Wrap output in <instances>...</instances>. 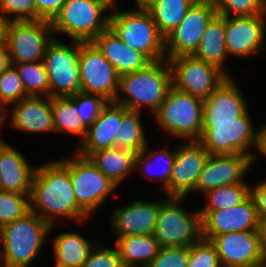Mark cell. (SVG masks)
<instances>
[{
    "label": "cell",
    "instance_id": "obj_47",
    "mask_svg": "<svg viewBox=\"0 0 266 267\" xmlns=\"http://www.w3.org/2000/svg\"><path fill=\"white\" fill-rule=\"evenodd\" d=\"M258 232L263 250L266 253V218L259 219Z\"/></svg>",
    "mask_w": 266,
    "mask_h": 267
},
{
    "label": "cell",
    "instance_id": "obj_28",
    "mask_svg": "<svg viewBox=\"0 0 266 267\" xmlns=\"http://www.w3.org/2000/svg\"><path fill=\"white\" fill-rule=\"evenodd\" d=\"M193 56L216 66L231 77V73L225 68V61L229 59L225 46V16L217 14L210 21Z\"/></svg>",
    "mask_w": 266,
    "mask_h": 267
},
{
    "label": "cell",
    "instance_id": "obj_5",
    "mask_svg": "<svg viewBox=\"0 0 266 267\" xmlns=\"http://www.w3.org/2000/svg\"><path fill=\"white\" fill-rule=\"evenodd\" d=\"M250 115L248 110L243 116L236 118V121L202 122L199 142L210 155L241 153L257 160L258 154L254 152L255 149L260 152L261 128L254 126Z\"/></svg>",
    "mask_w": 266,
    "mask_h": 267
},
{
    "label": "cell",
    "instance_id": "obj_35",
    "mask_svg": "<svg viewBox=\"0 0 266 267\" xmlns=\"http://www.w3.org/2000/svg\"><path fill=\"white\" fill-rule=\"evenodd\" d=\"M205 206L201 210L230 208L243 202L250 195V185L239 183L215 188L204 194Z\"/></svg>",
    "mask_w": 266,
    "mask_h": 267
},
{
    "label": "cell",
    "instance_id": "obj_51",
    "mask_svg": "<svg viewBox=\"0 0 266 267\" xmlns=\"http://www.w3.org/2000/svg\"><path fill=\"white\" fill-rule=\"evenodd\" d=\"M6 21L0 17V44L4 42Z\"/></svg>",
    "mask_w": 266,
    "mask_h": 267
},
{
    "label": "cell",
    "instance_id": "obj_26",
    "mask_svg": "<svg viewBox=\"0 0 266 267\" xmlns=\"http://www.w3.org/2000/svg\"><path fill=\"white\" fill-rule=\"evenodd\" d=\"M149 145L150 143L136 154L135 173L139 171L144 178L160 182L159 190L168 197V183L176 157V148L170 150L162 146L160 150H150Z\"/></svg>",
    "mask_w": 266,
    "mask_h": 267
},
{
    "label": "cell",
    "instance_id": "obj_44",
    "mask_svg": "<svg viewBox=\"0 0 266 267\" xmlns=\"http://www.w3.org/2000/svg\"><path fill=\"white\" fill-rule=\"evenodd\" d=\"M66 0H35L36 20L51 22Z\"/></svg>",
    "mask_w": 266,
    "mask_h": 267
},
{
    "label": "cell",
    "instance_id": "obj_12",
    "mask_svg": "<svg viewBox=\"0 0 266 267\" xmlns=\"http://www.w3.org/2000/svg\"><path fill=\"white\" fill-rule=\"evenodd\" d=\"M172 86L199 99H207L228 76L216 66L193 55H182L168 60Z\"/></svg>",
    "mask_w": 266,
    "mask_h": 267
},
{
    "label": "cell",
    "instance_id": "obj_31",
    "mask_svg": "<svg viewBox=\"0 0 266 267\" xmlns=\"http://www.w3.org/2000/svg\"><path fill=\"white\" fill-rule=\"evenodd\" d=\"M197 0H149L143 5L151 14L160 34L165 38L183 20Z\"/></svg>",
    "mask_w": 266,
    "mask_h": 267
},
{
    "label": "cell",
    "instance_id": "obj_32",
    "mask_svg": "<svg viewBox=\"0 0 266 267\" xmlns=\"http://www.w3.org/2000/svg\"><path fill=\"white\" fill-rule=\"evenodd\" d=\"M145 129L141 112L128 110L122 106V122L114 135V147L139 153L150 142Z\"/></svg>",
    "mask_w": 266,
    "mask_h": 267
},
{
    "label": "cell",
    "instance_id": "obj_20",
    "mask_svg": "<svg viewBox=\"0 0 266 267\" xmlns=\"http://www.w3.org/2000/svg\"><path fill=\"white\" fill-rule=\"evenodd\" d=\"M202 216V236L215 237L234 231L258 230L259 217L249 195L243 202L219 210H199Z\"/></svg>",
    "mask_w": 266,
    "mask_h": 267
},
{
    "label": "cell",
    "instance_id": "obj_9",
    "mask_svg": "<svg viewBox=\"0 0 266 267\" xmlns=\"http://www.w3.org/2000/svg\"><path fill=\"white\" fill-rule=\"evenodd\" d=\"M53 38L43 63L49 80V97H69L80 92L79 41Z\"/></svg>",
    "mask_w": 266,
    "mask_h": 267
},
{
    "label": "cell",
    "instance_id": "obj_10",
    "mask_svg": "<svg viewBox=\"0 0 266 267\" xmlns=\"http://www.w3.org/2000/svg\"><path fill=\"white\" fill-rule=\"evenodd\" d=\"M73 152L72 158L70 157V181L74 196L77 204L92 217L118 189L89 158Z\"/></svg>",
    "mask_w": 266,
    "mask_h": 267
},
{
    "label": "cell",
    "instance_id": "obj_7",
    "mask_svg": "<svg viewBox=\"0 0 266 267\" xmlns=\"http://www.w3.org/2000/svg\"><path fill=\"white\" fill-rule=\"evenodd\" d=\"M108 11L97 0H66L50 22L54 38L58 37L55 34H65L71 41L92 42L109 27Z\"/></svg>",
    "mask_w": 266,
    "mask_h": 267
},
{
    "label": "cell",
    "instance_id": "obj_27",
    "mask_svg": "<svg viewBox=\"0 0 266 267\" xmlns=\"http://www.w3.org/2000/svg\"><path fill=\"white\" fill-rule=\"evenodd\" d=\"M135 152L112 147L93 152L88 158L117 187L135 172Z\"/></svg>",
    "mask_w": 266,
    "mask_h": 267
},
{
    "label": "cell",
    "instance_id": "obj_19",
    "mask_svg": "<svg viewBox=\"0 0 266 267\" xmlns=\"http://www.w3.org/2000/svg\"><path fill=\"white\" fill-rule=\"evenodd\" d=\"M157 201L133 200L119 205L111 211L109 224L114 237L131 235H152L157 222L160 206L168 199Z\"/></svg>",
    "mask_w": 266,
    "mask_h": 267
},
{
    "label": "cell",
    "instance_id": "obj_54",
    "mask_svg": "<svg viewBox=\"0 0 266 267\" xmlns=\"http://www.w3.org/2000/svg\"><path fill=\"white\" fill-rule=\"evenodd\" d=\"M5 143L4 139L0 140V147Z\"/></svg>",
    "mask_w": 266,
    "mask_h": 267
},
{
    "label": "cell",
    "instance_id": "obj_46",
    "mask_svg": "<svg viewBox=\"0 0 266 267\" xmlns=\"http://www.w3.org/2000/svg\"><path fill=\"white\" fill-rule=\"evenodd\" d=\"M10 65L11 62L8 47L4 41L0 44V74L4 72Z\"/></svg>",
    "mask_w": 266,
    "mask_h": 267
},
{
    "label": "cell",
    "instance_id": "obj_52",
    "mask_svg": "<svg viewBox=\"0 0 266 267\" xmlns=\"http://www.w3.org/2000/svg\"><path fill=\"white\" fill-rule=\"evenodd\" d=\"M149 0H134L135 5H145Z\"/></svg>",
    "mask_w": 266,
    "mask_h": 267
},
{
    "label": "cell",
    "instance_id": "obj_15",
    "mask_svg": "<svg viewBox=\"0 0 266 267\" xmlns=\"http://www.w3.org/2000/svg\"><path fill=\"white\" fill-rule=\"evenodd\" d=\"M203 238L214 245L222 267L266 266V253L258 230L234 231Z\"/></svg>",
    "mask_w": 266,
    "mask_h": 267
},
{
    "label": "cell",
    "instance_id": "obj_17",
    "mask_svg": "<svg viewBox=\"0 0 266 267\" xmlns=\"http://www.w3.org/2000/svg\"><path fill=\"white\" fill-rule=\"evenodd\" d=\"M255 162L252 156L241 153L210 155L192 192L204 196L218 187L247 183L246 174Z\"/></svg>",
    "mask_w": 266,
    "mask_h": 267
},
{
    "label": "cell",
    "instance_id": "obj_11",
    "mask_svg": "<svg viewBox=\"0 0 266 267\" xmlns=\"http://www.w3.org/2000/svg\"><path fill=\"white\" fill-rule=\"evenodd\" d=\"M53 38L49 21L6 22L4 41L11 64L43 61L46 47Z\"/></svg>",
    "mask_w": 266,
    "mask_h": 267
},
{
    "label": "cell",
    "instance_id": "obj_2",
    "mask_svg": "<svg viewBox=\"0 0 266 267\" xmlns=\"http://www.w3.org/2000/svg\"><path fill=\"white\" fill-rule=\"evenodd\" d=\"M55 226H50L36 213L30 211L24 217L1 227L0 267L32 265L41 254V249L45 247L44 242Z\"/></svg>",
    "mask_w": 266,
    "mask_h": 267
},
{
    "label": "cell",
    "instance_id": "obj_39",
    "mask_svg": "<svg viewBox=\"0 0 266 267\" xmlns=\"http://www.w3.org/2000/svg\"><path fill=\"white\" fill-rule=\"evenodd\" d=\"M78 106V116L82 123L88 128L100 116L102 109L107 105L108 101L104 98L78 92L75 95L69 96Z\"/></svg>",
    "mask_w": 266,
    "mask_h": 267
},
{
    "label": "cell",
    "instance_id": "obj_38",
    "mask_svg": "<svg viewBox=\"0 0 266 267\" xmlns=\"http://www.w3.org/2000/svg\"><path fill=\"white\" fill-rule=\"evenodd\" d=\"M27 97L21 78L13 65L0 74V101L7 107Z\"/></svg>",
    "mask_w": 266,
    "mask_h": 267
},
{
    "label": "cell",
    "instance_id": "obj_16",
    "mask_svg": "<svg viewBox=\"0 0 266 267\" xmlns=\"http://www.w3.org/2000/svg\"><path fill=\"white\" fill-rule=\"evenodd\" d=\"M266 13L225 16V46L229 57L256 58L266 49Z\"/></svg>",
    "mask_w": 266,
    "mask_h": 267
},
{
    "label": "cell",
    "instance_id": "obj_22",
    "mask_svg": "<svg viewBox=\"0 0 266 267\" xmlns=\"http://www.w3.org/2000/svg\"><path fill=\"white\" fill-rule=\"evenodd\" d=\"M237 83L233 76L228 77L203 100L202 122L236 121L250 109Z\"/></svg>",
    "mask_w": 266,
    "mask_h": 267
},
{
    "label": "cell",
    "instance_id": "obj_30",
    "mask_svg": "<svg viewBox=\"0 0 266 267\" xmlns=\"http://www.w3.org/2000/svg\"><path fill=\"white\" fill-rule=\"evenodd\" d=\"M114 243L125 267H148L161 248L153 235L118 237Z\"/></svg>",
    "mask_w": 266,
    "mask_h": 267
},
{
    "label": "cell",
    "instance_id": "obj_6",
    "mask_svg": "<svg viewBox=\"0 0 266 267\" xmlns=\"http://www.w3.org/2000/svg\"><path fill=\"white\" fill-rule=\"evenodd\" d=\"M161 131L182 142L199 141L202 131L203 100L171 86L165 100L152 115Z\"/></svg>",
    "mask_w": 266,
    "mask_h": 267
},
{
    "label": "cell",
    "instance_id": "obj_13",
    "mask_svg": "<svg viewBox=\"0 0 266 267\" xmlns=\"http://www.w3.org/2000/svg\"><path fill=\"white\" fill-rule=\"evenodd\" d=\"M80 92L115 102L120 76L93 42H79Z\"/></svg>",
    "mask_w": 266,
    "mask_h": 267
},
{
    "label": "cell",
    "instance_id": "obj_43",
    "mask_svg": "<svg viewBox=\"0 0 266 267\" xmlns=\"http://www.w3.org/2000/svg\"><path fill=\"white\" fill-rule=\"evenodd\" d=\"M80 267H125L116 247H108L100 242L91 251Z\"/></svg>",
    "mask_w": 266,
    "mask_h": 267
},
{
    "label": "cell",
    "instance_id": "obj_24",
    "mask_svg": "<svg viewBox=\"0 0 266 267\" xmlns=\"http://www.w3.org/2000/svg\"><path fill=\"white\" fill-rule=\"evenodd\" d=\"M121 122L122 106L108 102L100 116L87 128L86 136L75 152L88 158L93 152L114 147V135Z\"/></svg>",
    "mask_w": 266,
    "mask_h": 267
},
{
    "label": "cell",
    "instance_id": "obj_23",
    "mask_svg": "<svg viewBox=\"0 0 266 267\" xmlns=\"http://www.w3.org/2000/svg\"><path fill=\"white\" fill-rule=\"evenodd\" d=\"M25 155L5 142L0 147V190L30 195L36 167Z\"/></svg>",
    "mask_w": 266,
    "mask_h": 267
},
{
    "label": "cell",
    "instance_id": "obj_14",
    "mask_svg": "<svg viewBox=\"0 0 266 267\" xmlns=\"http://www.w3.org/2000/svg\"><path fill=\"white\" fill-rule=\"evenodd\" d=\"M217 14L212 0H197L178 26L165 37L166 59L193 55L205 29Z\"/></svg>",
    "mask_w": 266,
    "mask_h": 267
},
{
    "label": "cell",
    "instance_id": "obj_3",
    "mask_svg": "<svg viewBox=\"0 0 266 267\" xmlns=\"http://www.w3.org/2000/svg\"><path fill=\"white\" fill-rule=\"evenodd\" d=\"M171 86L168 60L154 61L141 70L120 76L114 103L136 112H142L146 108L152 116L165 100Z\"/></svg>",
    "mask_w": 266,
    "mask_h": 267
},
{
    "label": "cell",
    "instance_id": "obj_34",
    "mask_svg": "<svg viewBox=\"0 0 266 267\" xmlns=\"http://www.w3.org/2000/svg\"><path fill=\"white\" fill-rule=\"evenodd\" d=\"M11 65L16 68L27 96L49 97V80L43 61Z\"/></svg>",
    "mask_w": 266,
    "mask_h": 267
},
{
    "label": "cell",
    "instance_id": "obj_41",
    "mask_svg": "<svg viewBox=\"0 0 266 267\" xmlns=\"http://www.w3.org/2000/svg\"><path fill=\"white\" fill-rule=\"evenodd\" d=\"M187 267H222L216 249L210 240L202 238L189 246Z\"/></svg>",
    "mask_w": 266,
    "mask_h": 267
},
{
    "label": "cell",
    "instance_id": "obj_36",
    "mask_svg": "<svg viewBox=\"0 0 266 267\" xmlns=\"http://www.w3.org/2000/svg\"><path fill=\"white\" fill-rule=\"evenodd\" d=\"M30 211V195L0 190V228Z\"/></svg>",
    "mask_w": 266,
    "mask_h": 267
},
{
    "label": "cell",
    "instance_id": "obj_37",
    "mask_svg": "<svg viewBox=\"0 0 266 267\" xmlns=\"http://www.w3.org/2000/svg\"><path fill=\"white\" fill-rule=\"evenodd\" d=\"M218 15L255 16L266 13V0H212Z\"/></svg>",
    "mask_w": 266,
    "mask_h": 267
},
{
    "label": "cell",
    "instance_id": "obj_29",
    "mask_svg": "<svg viewBox=\"0 0 266 267\" xmlns=\"http://www.w3.org/2000/svg\"><path fill=\"white\" fill-rule=\"evenodd\" d=\"M70 231L60 233L53 239L54 264L80 267L89 257L91 251L100 241H91L79 234Z\"/></svg>",
    "mask_w": 266,
    "mask_h": 267
},
{
    "label": "cell",
    "instance_id": "obj_21",
    "mask_svg": "<svg viewBox=\"0 0 266 267\" xmlns=\"http://www.w3.org/2000/svg\"><path fill=\"white\" fill-rule=\"evenodd\" d=\"M11 105L8 125L14 130L30 134L54 133L51 97L27 96Z\"/></svg>",
    "mask_w": 266,
    "mask_h": 267
},
{
    "label": "cell",
    "instance_id": "obj_53",
    "mask_svg": "<svg viewBox=\"0 0 266 267\" xmlns=\"http://www.w3.org/2000/svg\"><path fill=\"white\" fill-rule=\"evenodd\" d=\"M53 267H69L67 265H62V264H54Z\"/></svg>",
    "mask_w": 266,
    "mask_h": 267
},
{
    "label": "cell",
    "instance_id": "obj_40",
    "mask_svg": "<svg viewBox=\"0 0 266 267\" xmlns=\"http://www.w3.org/2000/svg\"><path fill=\"white\" fill-rule=\"evenodd\" d=\"M0 17L4 21L36 20L35 0H0Z\"/></svg>",
    "mask_w": 266,
    "mask_h": 267
},
{
    "label": "cell",
    "instance_id": "obj_8",
    "mask_svg": "<svg viewBox=\"0 0 266 267\" xmlns=\"http://www.w3.org/2000/svg\"><path fill=\"white\" fill-rule=\"evenodd\" d=\"M183 199L169 197L160 206L152 235L161 247L191 246L203 238L200 209L186 210Z\"/></svg>",
    "mask_w": 266,
    "mask_h": 267
},
{
    "label": "cell",
    "instance_id": "obj_48",
    "mask_svg": "<svg viewBox=\"0 0 266 267\" xmlns=\"http://www.w3.org/2000/svg\"><path fill=\"white\" fill-rule=\"evenodd\" d=\"M261 137H260V152L259 155L266 158V122L260 125Z\"/></svg>",
    "mask_w": 266,
    "mask_h": 267
},
{
    "label": "cell",
    "instance_id": "obj_42",
    "mask_svg": "<svg viewBox=\"0 0 266 267\" xmlns=\"http://www.w3.org/2000/svg\"><path fill=\"white\" fill-rule=\"evenodd\" d=\"M189 246L161 247L148 267H187Z\"/></svg>",
    "mask_w": 266,
    "mask_h": 267
},
{
    "label": "cell",
    "instance_id": "obj_49",
    "mask_svg": "<svg viewBox=\"0 0 266 267\" xmlns=\"http://www.w3.org/2000/svg\"><path fill=\"white\" fill-rule=\"evenodd\" d=\"M6 118H8V107L2 101H0V128L3 127V124H8V119ZM0 140H2V137Z\"/></svg>",
    "mask_w": 266,
    "mask_h": 267
},
{
    "label": "cell",
    "instance_id": "obj_25",
    "mask_svg": "<svg viewBox=\"0 0 266 267\" xmlns=\"http://www.w3.org/2000/svg\"><path fill=\"white\" fill-rule=\"evenodd\" d=\"M92 42L119 76L141 70L151 63L143 53L128 47L109 27Z\"/></svg>",
    "mask_w": 266,
    "mask_h": 267
},
{
    "label": "cell",
    "instance_id": "obj_4",
    "mask_svg": "<svg viewBox=\"0 0 266 267\" xmlns=\"http://www.w3.org/2000/svg\"><path fill=\"white\" fill-rule=\"evenodd\" d=\"M110 11L109 28L128 46L143 53L151 62L166 59L165 38L150 12L142 5L130 10Z\"/></svg>",
    "mask_w": 266,
    "mask_h": 267
},
{
    "label": "cell",
    "instance_id": "obj_33",
    "mask_svg": "<svg viewBox=\"0 0 266 267\" xmlns=\"http://www.w3.org/2000/svg\"><path fill=\"white\" fill-rule=\"evenodd\" d=\"M54 133H68L80 137L79 143L85 138L87 127L78 116V106L70 97H51Z\"/></svg>",
    "mask_w": 266,
    "mask_h": 267
},
{
    "label": "cell",
    "instance_id": "obj_50",
    "mask_svg": "<svg viewBox=\"0 0 266 267\" xmlns=\"http://www.w3.org/2000/svg\"><path fill=\"white\" fill-rule=\"evenodd\" d=\"M103 3L110 10H114L118 7L117 0H97Z\"/></svg>",
    "mask_w": 266,
    "mask_h": 267
},
{
    "label": "cell",
    "instance_id": "obj_45",
    "mask_svg": "<svg viewBox=\"0 0 266 267\" xmlns=\"http://www.w3.org/2000/svg\"><path fill=\"white\" fill-rule=\"evenodd\" d=\"M250 184V196L254 201L259 219L266 218V178Z\"/></svg>",
    "mask_w": 266,
    "mask_h": 267
},
{
    "label": "cell",
    "instance_id": "obj_1",
    "mask_svg": "<svg viewBox=\"0 0 266 267\" xmlns=\"http://www.w3.org/2000/svg\"><path fill=\"white\" fill-rule=\"evenodd\" d=\"M30 210L50 226L57 225L58 220L65 225L68 221L78 224L91 218L76 202L70 181L69 157L37 165L32 180Z\"/></svg>",
    "mask_w": 266,
    "mask_h": 267
},
{
    "label": "cell",
    "instance_id": "obj_18",
    "mask_svg": "<svg viewBox=\"0 0 266 267\" xmlns=\"http://www.w3.org/2000/svg\"><path fill=\"white\" fill-rule=\"evenodd\" d=\"M210 153L199 141L178 143L168 183V197L187 198L192 194Z\"/></svg>",
    "mask_w": 266,
    "mask_h": 267
}]
</instances>
